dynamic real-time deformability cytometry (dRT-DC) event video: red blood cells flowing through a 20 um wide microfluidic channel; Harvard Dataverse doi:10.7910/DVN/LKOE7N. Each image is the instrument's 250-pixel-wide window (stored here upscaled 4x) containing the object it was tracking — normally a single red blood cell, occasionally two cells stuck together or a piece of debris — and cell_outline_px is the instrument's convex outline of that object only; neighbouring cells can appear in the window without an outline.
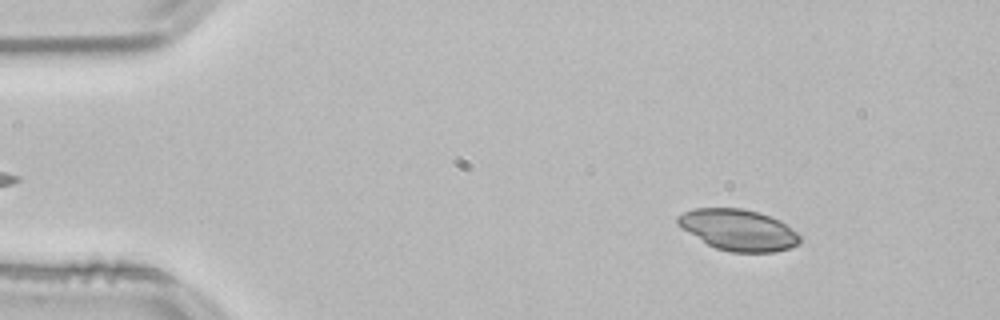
{"species": "common noctule bat (a hibernating species)", "species_latin": "Nyctalus noctula", "temperature_condition": "room temperature", "stored_images_in_passage": 52, "camera_frame_rate_fps": 3000, "um_per_image_px": 0.085, "animal": {"sex": "male", "body_mass_g": 21.5, "forearm_length_mm": 52.0}, "frame": {"image": 1, "passage_image": 6, "time_ms": 1.667, "image_size_px": [1000, 320], "cell_outline_px": [[800, 244], [788, 248], [772, 252], [732, 252], [716, 248], [708, 244], [680, 228], [676, 224], [676, 216], [692, 208], [740, 208], [756, 212], [780, 220], [796, 232], [800, 236]], "centroid_in_image_um": [62.72, 19.54], "position_along_channel_um": 22.3, "area_um2": 29.19}}
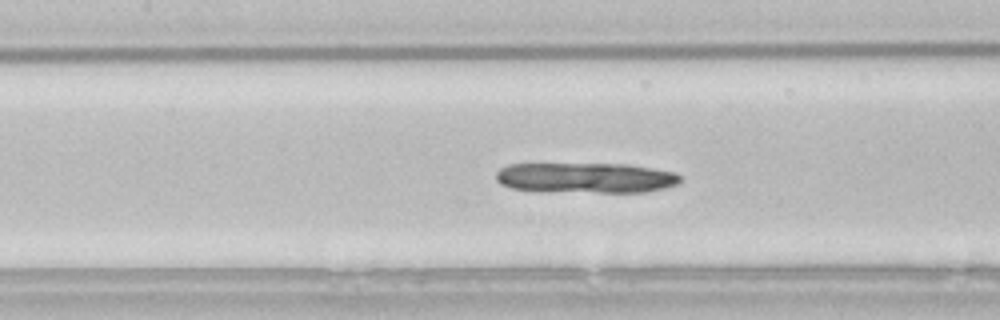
{"frame": {"image": 2, "passage_image": 23, "time_ms": 7.333, "image_size_px": [1000, 320], "cell_outline_px": [[680, 180], [676, 184], [664, 188], [648, 192], [536, 192], [512, 188], [500, 184], [496, 180], [496, 172], [500, 168], [508, 164], [628, 164], [676, 172], [680, 176]], "centroid_in_image_um": [49.74, 15.12], "position_along_channel_um": 157.7, "area_um2": 33.06}}
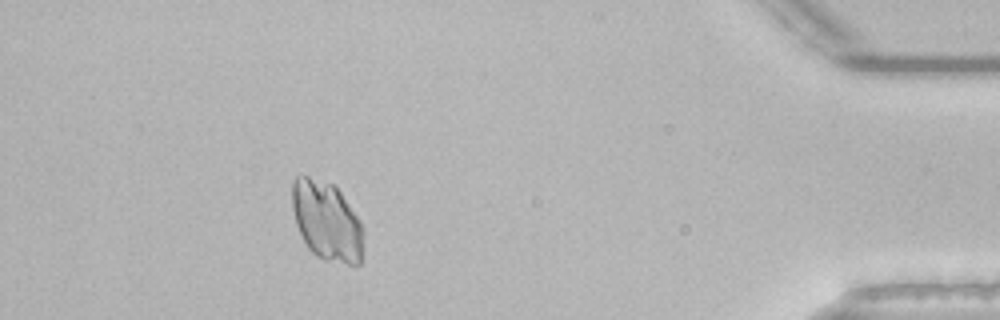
{"frame": {"image": 3, "passage_image": 47, "time_ms": 15.333, "image_size_px": [1000, 320], "cell_outline_px": [[364, 232], [360, 264], [348, 264], [324, 260], [316, 256], [308, 248], [296, 224], [292, 208], [292, 180], [296, 176], [308, 176], [332, 184], [340, 192], [360, 220], [364, 228]], "centroid_in_image_um": [27.77, 18.8], "position_along_channel_um": 407.4, "area_um2": 32.95}}